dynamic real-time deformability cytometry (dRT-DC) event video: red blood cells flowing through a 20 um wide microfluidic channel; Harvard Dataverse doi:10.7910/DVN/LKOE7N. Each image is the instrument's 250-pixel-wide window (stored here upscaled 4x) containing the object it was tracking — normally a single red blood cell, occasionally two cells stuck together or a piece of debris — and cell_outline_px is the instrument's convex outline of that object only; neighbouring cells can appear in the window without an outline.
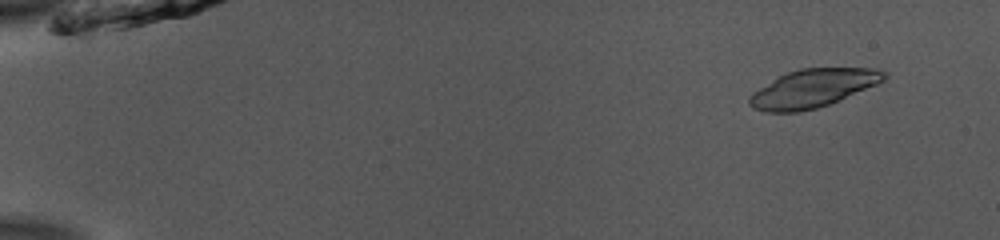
{"species": "common noctule bat (a hibernating species)", "species_latin": "Nyctalus noctula", "temperature_condition": "room temperature", "stored_images_in_passage": 52, "camera_frame_rate_fps": 3000, "um_per_image_px": 0.085, "animal": {"sex": "male", "body_mass_g": 13.0, "forearm_length_mm": 53.1}, "frame": {"image": 1, "passage_image": 5, "time_ms": 1.333, "image_size_px": [1000, 240], "cell_outline_px": [[888, 76], [884, 80], [876, 84], [828, 104], [816, 108], [800, 112], [764, 112], [752, 108], [748, 104], [748, 96], [752, 92], [780, 76], [788, 72], [800, 68], [872, 68], [888, 72]], "centroid_in_image_um": [69.06, 7.51], "position_along_channel_um": 15.9, "area_um2": 29.71}}